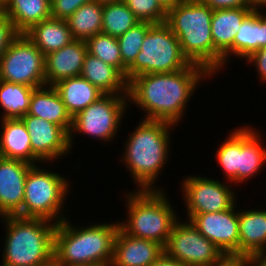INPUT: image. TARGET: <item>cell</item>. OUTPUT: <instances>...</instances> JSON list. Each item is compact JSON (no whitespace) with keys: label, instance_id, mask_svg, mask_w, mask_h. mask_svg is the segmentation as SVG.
Here are the masks:
<instances>
[{"label":"cell","instance_id":"cell-15","mask_svg":"<svg viewBox=\"0 0 266 266\" xmlns=\"http://www.w3.org/2000/svg\"><path fill=\"white\" fill-rule=\"evenodd\" d=\"M239 207L236 202L227 210L196 214L190 221L222 253H239Z\"/></svg>","mask_w":266,"mask_h":266},{"label":"cell","instance_id":"cell-48","mask_svg":"<svg viewBox=\"0 0 266 266\" xmlns=\"http://www.w3.org/2000/svg\"><path fill=\"white\" fill-rule=\"evenodd\" d=\"M6 215L0 210V221H2Z\"/></svg>","mask_w":266,"mask_h":266},{"label":"cell","instance_id":"cell-5","mask_svg":"<svg viewBox=\"0 0 266 266\" xmlns=\"http://www.w3.org/2000/svg\"><path fill=\"white\" fill-rule=\"evenodd\" d=\"M165 190L125 189L122 197L127 213L126 220H119L120 228L132 237L154 241L165 248L173 225L180 219L179 210Z\"/></svg>","mask_w":266,"mask_h":266},{"label":"cell","instance_id":"cell-44","mask_svg":"<svg viewBox=\"0 0 266 266\" xmlns=\"http://www.w3.org/2000/svg\"><path fill=\"white\" fill-rule=\"evenodd\" d=\"M162 6L168 10L170 9L171 7H174L176 6L177 4L183 2L184 0H158Z\"/></svg>","mask_w":266,"mask_h":266},{"label":"cell","instance_id":"cell-30","mask_svg":"<svg viewBox=\"0 0 266 266\" xmlns=\"http://www.w3.org/2000/svg\"><path fill=\"white\" fill-rule=\"evenodd\" d=\"M219 142L216 148L215 158L217 166L223 171L224 181L231 182L234 186H239V127H236ZM236 184V185H235Z\"/></svg>","mask_w":266,"mask_h":266},{"label":"cell","instance_id":"cell-11","mask_svg":"<svg viewBox=\"0 0 266 266\" xmlns=\"http://www.w3.org/2000/svg\"><path fill=\"white\" fill-rule=\"evenodd\" d=\"M0 80L38 88L45 83V55L19 33L0 57Z\"/></svg>","mask_w":266,"mask_h":266},{"label":"cell","instance_id":"cell-6","mask_svg":"<svg viewBox=\"0 0 266 266\" xmlns=\"http://www.w3.org/2000/svg\"><path fill=\"white\" fill-rule=\"evenodd\" d=\"M213 10L199 0H184L167 10L166 24L178 38L190 63L214 76V42L211 35Z\"/></svg>","mask_w":266,"mask_h":266},{"label":"cell","instance_id":"cell-36","mask_svg":"<svg viewBox=\"0 0 266 266\" xmlns=\"http://www.w3.org/2000/svg\"><path fill=\"white\" fill-rule=\"evenodd\" d=\"M18 34L7 14L0 10V57Z\"/></svg>","mask_w":266,"mask_h":266},{"label":"cell","instance_id":"cell-27","mask_svg":"<svg viewBox=\"0 0 266 266\" xmlns=\"http://www.w3.org/2000/svg\"><path fill=\"white\" fill-rule=\"evenodd\" d=\"M103 5L93 0L66 19L74 40L87 41L102 31Z\"/></svg>","mask_w":266,"mask_h":266},{"label":"cell","instance_id":"cell-4","mask_svg":"<svg viewBox=\"0 0 266 266\" xmlns=\"http://www.w3.org/2000/svg\"><path fill=\"white\" fill-rule=\"evenodd\" d=\"M0 266H53L56 223L43 218L6 216Z\"/></svg>","mask_w":266,"mask_h":266},{"label":"cell","instance_id":"cell-38","mask_svg":"<svg viewBox=\"0 0 266 266\" xmlns=\"http://www.w3.org/2000/svg\"><path fill=\"white\" fill-rule=\"evenodd\" d=\"M249 255L230 252L222 253L210 266H247Z\"/></svg>","mask_w":266,"mask_h":266},{"label":"cell","instance_id":"cell-1","mask_svg":"<svg viewBox=\"0 0 266 266\" xmlns=\"http://www.w3.org/2000/svg\"><path fill=\"white\" fill-rule=\"evenodd\" d=\"M213 77L205 68L193 63L172 73L135 76L128 81L129 108L135 105L142 114L146 113L141 119L164 121L179 127L185 121L184 115L198 87Z\"/></svg>","mask_w":266,"mask_h":266},{"label":"cell","instance_id":"cell-26","mask_svg":"<svg viewBox=\"0 0 266 266\" xmlns=\"http://www.w3.org/2000/svg\"><path fill=\"white\" fill-rule=\"evenodd\" d=\"M2 10L18 33L51 17L50 0H10Z\"/></svg>","mask_w":266,"mask_h":266},{"label":"cell","instance_id":"cell-8","mask_svg":"<svg viewBox=\"0 0 266 266\" xmlns=\"http://www.w3.org/2000/svg\"><path fill=\"white\" fill-rule=\"evenodd\" d=\"M128 110L127 94H103L73 117L72 128L69 134L71 151L76 146L75 137L77 138L79 134L80 136L87 135L90 139L93 138L97 142L101 140L99 142H104V144L112 141L115 142L121 129V124L125 120L124 117L127 119L126 113Z\"/></svg>","mask_w":266,"mask_h":266},{"label":"cell","instance_id":"cell-17","mask_svg":"<svg viewBox=\"0 0 266 266\" xmlns=\"http://www.w3.org/2000/svg\"><path fill=\"white\" fill-rule=\"evenodd\" d=\"M262 130L246 123L239 126V185L250 184L266 165V144Z\"/></svg>","mask_w":266,"mask_h":266},{"label":"cell","instance_id":"cell-33","mask_svg":"<svg viewBox=\"0 0 266 266\" xmlns=\"http://www.w3.org/2000/svg\"><path fill=\"white\" fill-rule=\"evenodd\" d=\"M152 25L148 22H139L117 38L122 62L127 69L134 63L140 53L142 42Z\"/></svg>","mask_w":266,"mask_h":266},{"label":"cell","instance_id":"cell-10","mask_svg":"<svg viewBox=\"0 0 266 266\" xmlns=\"http://www.w3.org/2000/svg\"><path fill=\"white\" fill-rule=\"evenodd\" d=\"M180 182L186 220L190 221L196 214L227 210L238 202L237 188L223 179L190 174Z\"/></svg>","mask_w":266,"mask_h":266},{"label":"cell","instance_id":"cell-32","mask_svg":"<svg viewBox=\"0 0 266 266\" xmlns=\"http://www.w3.org/2000/svg\"><path fill=\"white\" fill-rule=\"evenodd\" d=\"M86 44L89 54L116 67L126 78L127 68L123 65L117 38L99 33L90 37Z\"/></svg>","mask_w":266,"mask_h":266},{"label":"cell","instance_id":"cell-42","mask_svg":"<svg viewBox=\"0 0 266 266\" xmlns=\"http://www.w3.org/2000/svg\"><path fill=\"white\" fill-rule=\"evenodd\" d=\"M266 47V12H261V41L260 48Z\"/></svg>","mask_w":266,"mask_h":266},{"label":"cell","instance_id":"cell-21","mask_svg":"<svg viewBox=\"0 0 266 266\" xmlns=\"http://www.w3.org/2000/svg\"><path fill=\"white\" fill-rule=\"evenodd\" d=\"M242 210L238 209L239 253H266V205Z\"/></svg>","mask_w":266,"mask_h":266},{"label":"cell","instance_id":"cell-28","mask_svg":"<svg viewBox=\"0 0 266 266\" xmlns=\"http://www.w3.org/2000/svg\"><path fill=\"white\" fill-rule=\"evenodd\" d=\"M34 87L0 80V119L22 118L29 111Z\"/></svg>","mask_w":266,"mask_h":266},{"label":"cell","instance_id":"cell-31","mask_svg":"<svg viewBox=\"0 0 266 266\" xmlns=\"http://www.w3.org/2000/svg\"><path fill=\"white\" fill-rule=\"evenodd\" d=\"M139 22L123 1L103 5V34L118 38Z\"/></svg>","mask_w":266,"mask_h":266},{"label":"cell","instance_id":"cell-47","mask_svg":"<svg viewBox=\"0 0 266 266\" xmlns=\"http://www.w3.org/2000/svg\"><path fill=\"white\" fill-rule=\"evenodd\" d=\"M10 0H0V9L2 10Z\"/></svg>","mask_w":266,"mask_h":266},{"label":"cell","instance_id":"cell-35","mask_svg":"<svg viewBox=\"0 0 266 266\" xmlns=\"http://www.w3.org/2000/svg\"><path fill=\"white\" fill-rule=\"evenodd\" d=\"M93 0H50L51 18L66 20L83 4Z\"/></svg>","mask_w":266,"mask_h":266},{"label":"cell","instance_id":"cell-23","mask_svg":"<svg viewBox=\"0 0 266 266\" xmlns=\"http://www.w3.org/2000/svg\"><path fill=\"white\" fill-rule=\"evenodd\" d=\"M81 77L88 80L103 94H128V81L114 66L87 53Z\"/></svg>","mask_w":266,"mask_h":266},{"label":"cell","instance_id":"cell-45","mask_svg":"<svg viewBox=\"0 0 266 266\" xmlns=\"http://www.w3.org/2000/svg\"><path fill=\"white\" fill-rule=\"evenodd\" d=\"M95 1H97L100 4L104 5V4H109V3L121 2L123 0H95Z\"/></svg>","mask_w":266,"mask_h":266},{"label":"cell","instance_id":"cell-9","mask_svg":"<svg viewBox=\"0 0 266 266\" xmlns=\"http://www.w3.org/2000/svg\"><path fill=\"white\" fill-rule=\"evenodd\" d=\"M190 64L170 27L166 23L153 24L146 33L140 53L126 71V80L147 73H172Z\"/></svg>","mask_w":266,"mask_h":266},{"label":"cell","instance_id":"cell-43","mask_svg":"<svg viewBox=\"0 0 266 266\" xmlns=\"http://www.w3.org/2000/svg\"><path fill=\"white\" fill-rule=\"evenodd\" d=\"M252 10L266 12V0H251Z\"/></svg>","mask_w":266,"mask_h":266},{"label":"cell","instance_id":"cell-24","mask_svg":"<svg viewBox=\"0 0 266 266\" xmlns=\"http://www.w3.org/2000/svg\"><path fill=\"white\" fill-rule=\"evenodd\" d=\"M24 34L44 55L57 51L74 40L67 21L51 17L33 25Z\"/></svg>","mask_w":266,"mask_h":266},{"label":"cell","instance_id":"cell-34","mask_svg":"<svg viewBox=\"0 0 266 266\" xmlns=\"http://www.w3.org/2000/svg\"><path fill=\"white\" fill-rule=\"evenodd\" d=\"M140 22L165 23L167 10L158 0H123Z\"/></svg>","mask_w":266,"mask_h":266},{"label":"cell","instance_id":"cell-25","mask_svg":"<svg viewBox=\"0 0 266 266\" xmlns=\"http://www.w3.org/2000/svg\"><path fill=\"white\" fill-rule=\"evenodd\" d=\"M54 87L72 118L103 95L98 88L81 76L62 80Z\"/></svg>","mask_w":266,"mask_h":266},{"label":"cell","instance_id":"cell-41","mask_svg":"<svg viewBox=\"0 0 266 266\" xmlns=\"http://www.w3.org/2000/svg\"><path fill=\"white\" fill-rule=\"evenodd\" d=\"M247 266H266V253L249 255Z\"/></svg>","mask_w":266,"mask_h":266},{"label":"cell","instance_id":"cell-18","mask_svg":"<svg viewBox=\"0 0 266 266\" xmlns=\"http://www.w3.org/2000/svg\"><path fill=\"white\" fill-rule=\"evenodd\" d=\"M163 253L162 245L132 237L119 227L110 266H151Z\"/></svg>","mask_w":266,"mask_h":266},{"label":"cell","instance_id":"cell-12","mask_svg":"<svg viewBox=\"0 0 266 266\" xmlns=\"http://www.w3.org/2000/svg\"><path fill=\"white\" fill-rule=\"evenodd\" d=\"M183 218L173 225L164 252L188 266H210L222 252Z\"/></svg>","mask_w":266,"mask_h":266},{"label":"cell","instance_id":"cell-13","mask_svg":"<svg viewBox=\"0 0 266 266\" xmlns=\"http://www.w3.org/2000/svg\"><path fill=\"white\" fill-rule=\"evenodd\" d=\"M22 121L30 135L32 153L42 163H56L70 155L69 134L60 126L40 117L25 114Z\"/></svg>","mask_w":266,"mask_h":266},{"label":"cell","instance_id":"cell-29","mask_svg":"<svg viewBox=\"0 0 266 266\" xmlns=\"http://www.w3.org/2000/svg\"><path fill=\"white\" fill-rule=\"evenodd\" d=\"M261 12L251 11L242 21L234 38V57L245 61L260 49Z\"/></svg>","mask_w":266,"mask_h":266},{"label":"cell","instance_id":"cell-19","mask_svg":"<svg viewBox=\"0 0 266 266\" xmlns=\"http://www.w3.org/2000/svg\"><path fill=\"white\" fill-rule=\"evenodd\" d=\"M88 47L86 41L73 40L63 48L45 55V83H56L81 75Z\"/></svg>","mask_w":266,"mask_h":266},{"label":"cell","instance_id":"cell-7","mask_svg":"<svg viewBox=\"0 0 266 266\" xmlns=\"http://www.w3.org/2000/svg\"><path fill=\"white\" fill-rule=\"evenodd\" d=\"M41 164L32 165L28 170L22 210L16 216L43 218L58 224L69 217L65 202L73 184L61 171H52L53 166L44 168L55 163Z\"/></svg>","mask_w":266,"mask_h":266},{"label":"cell","instance_id":"cell-20","mask_svg":"<svg viewBox=\"0 0 266 266\" xmlns=\"http://www.w3.org/2000/svg\"><path fill=\"white\" fill-rule=\"evenodd\" d=\"M0 157L42 163L32 153L30 135L21 118L0 119Z\"/></svg>","mask_w":266,"mask_h":266},{"label":"cell","instance_id":"cell-16","mask_svg":"<svg viewBox=\"0 0 266 266\" xmlns=\"http://www.w3.org/2000/svg\"><path fill=\"white\" fill-rule=\"evenodd\" d=\"M32 164L0 157V210L16 216L22 210L26 176Z\"/></svg>","mask_w":266,"mask_h":266},{"label":"cell","instance_id":"cell-2","mask_svg":"<svg viewBox=\"0 0 266 266\" xmlns=\"http://www.w3.org/2000/svg\"><path fill=\"white\" fill-rule=\"evenodd\" d=\"M139 121L122 144L119 164L122 162L126 172L129 171L134 190H164L156 184L171 159V132L177 126L164 121Z\"/></svg>","mask_w":266,"mask_h":266},{"label":"cell","instance_id":"cell-22","mask_svg":"<svg viewBox=\"0 0 266 266\" xmlns=\"http://www.w3.org/2000/svg\"><path fill=\"white\" fill-rule=\"evenodd\" d=\"M27 114L54 123L70 134L73 118L54 86L44 85L33 90Z\"/></svg>","mask_w":266,"mask_h":266},{"label":"cell","instance_id":"cell-46","mask_svg":"<svg viewBox=\"0 0 266 266\" xmlns=\"http://www.w3.org/2000/svg\"><path fill=\"white\" fill-rule=\"evenodd\" d=\"M75 266H109V265L103 264V263H86V264L75 265Z\"/></svg>","mask_w":266,"mask_h":266},{"label":"cell","instance_id":"cell-39","mask_svg":"<svg viewBox=\"0 0 266 266\" xmlns=\"http://www.w3.org/2000/svg\"><path fill=\"white\" fill-rule=\"evenodd\" d=\"M211 10L252 8L251 0H199Z\"/></svg>","mask_w":266,"mask_h":266},{"label":"cell","instance_id":"cell-3","mask_svg":"<svg viewBox=\"0 0 266 266\" xmlns=\"http://www.w3.org/2000/svg\"><path fill=\"white\" fill-rule=\"evenodd\" d=\"M67 217L56 225L53 266H75L86 263L111 265L114 240L120 227L116 222H90L78 226ZM93 223V224H92Z\"/></svg>","mask_w":266,"mask_h":266},{"label":"cell","instance_id":"cell-40","mask_svg":"<svg viewBox=\"0 0 266 266\" xmlns=\"http://www.w3.org/2000/svg\"><path fill=\"white\" fill-rule=\"evenodd\" d=\"M151 266H188L177 259L170 258L165 252Z\"/></svg>","mask_w":266,"mask_h":266},{"label":"cell","instance_id":"cell-14","mask_svg":"<svg viewBox=\"0 0 266 266\" xmlns=\"http://www.w3.org/2000/svg\"><path fill=\"white\" fill-rule=\"evenodd\" d=\"M251 11L252 8L213 10L211 35L214 42V78L222 74L233 61L235 35Z\"/></svg>","mask_w":266,"mask_h":266},{"label":"cell","instance_id":"cell-37","mask_svg":"<svg viewBox=\"0 0 266 266\" xmlns=\"http://www.w3.org/2000/svg\"><path fill=\"white\" fill-rule=\"evenodd\" d=\"M245 65L249 64L251 67H255V72L259 79L258 82L266 83V47L260 48L259 50L252 53L248 58L245 59Z\"/></svg>","mask_w":266,"mask_h":266}]
</instances>
